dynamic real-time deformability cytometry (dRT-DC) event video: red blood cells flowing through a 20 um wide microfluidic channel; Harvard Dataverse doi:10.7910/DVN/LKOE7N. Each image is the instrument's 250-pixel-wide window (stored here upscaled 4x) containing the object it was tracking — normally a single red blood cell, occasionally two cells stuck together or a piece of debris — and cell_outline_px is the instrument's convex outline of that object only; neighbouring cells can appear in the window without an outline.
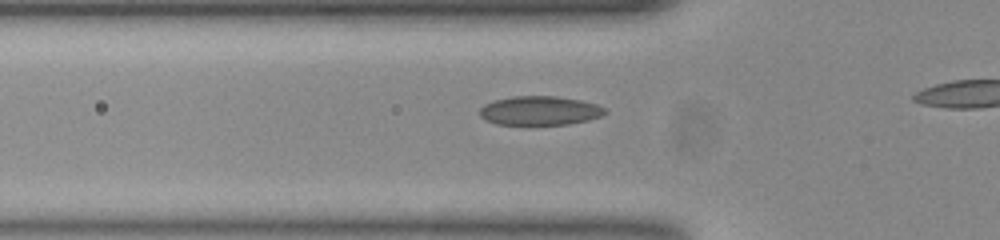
{"species": "common noctule bat (a hibernating species)", "species_latin": "Nyctalus noctula", "temperature_condition": "room temperature", "stored_images_in_passage": 26, "camera_frame_rate_fps": 3000, "um_per_image_px": 0.085, "animal": {"sex": "female", "body_mass_g": 23.0, "forearm_length_mm": 53.4}, "frame": {"image": 1, "passage_image": 8, "time_ms": 2.333, "image_size_px": [1000, 240], "cell_outline_px": [[608, 112], [600, 116], [588, 120], [568, 124], [496, 124], [484, 120], [480, 116], [480, 108], [484, 104], [492, 100], [512, 96], [556, 96], [580, 100], [596, 104], [604, 108]], "centroid_in_image_um": [45.84, 9.4], "position_along_channel_um": 80.0, "area_um2": 21.21}}
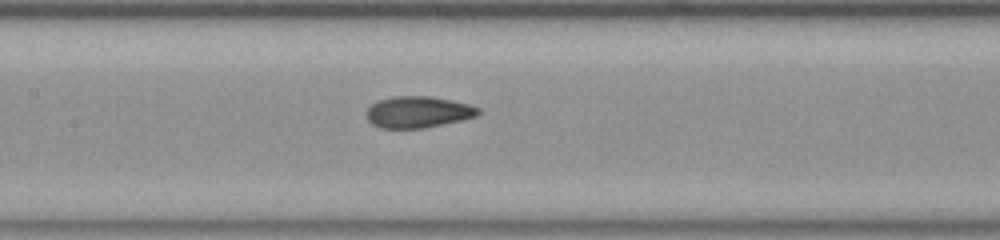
{"frame": {"image": 2, "passage_image": 15, "time_ms": 4.667, "image_size_px": [1000, 240], "cell_outline_px": [[480, 112], [476, 116], [460, 120], [424, 128], [380, 128], [372, 124], [368, 120], [364, 112], [372, 104], [380, 100], [392, 96], [432, 96], [468, 104], [480, 108]], "centroid_in_image_um": [35.5, 9.52], "position_along_channel_um": 171.9, "area_um2": 20.46}}
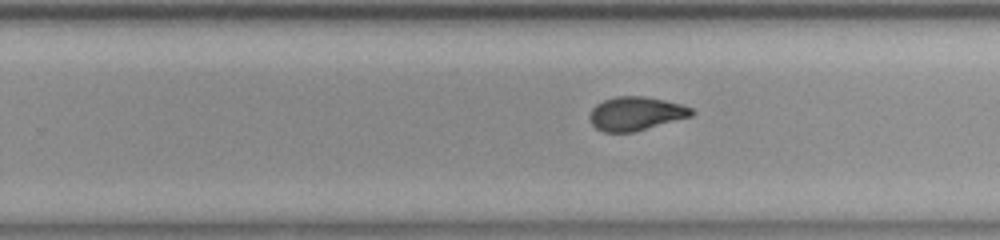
{"frame": {"image": 3, "passage_image": 23, "time_ms": 7.333, "image_size_px": [1000, 240], "cell_outline_px": [[696, 112], [692, 116], [632, 132], [604, 132], [596, 128], [592, 124], [588, 116], [592, 108], [596, 104], [604, 100], [616, 96], [644, 96], [664, 100], [680, 104], [692, 108]], "centroid_in_image_um": [54.03, 9.65], "position_along_channel_um": 275.8, "area_um2": 19.94}}